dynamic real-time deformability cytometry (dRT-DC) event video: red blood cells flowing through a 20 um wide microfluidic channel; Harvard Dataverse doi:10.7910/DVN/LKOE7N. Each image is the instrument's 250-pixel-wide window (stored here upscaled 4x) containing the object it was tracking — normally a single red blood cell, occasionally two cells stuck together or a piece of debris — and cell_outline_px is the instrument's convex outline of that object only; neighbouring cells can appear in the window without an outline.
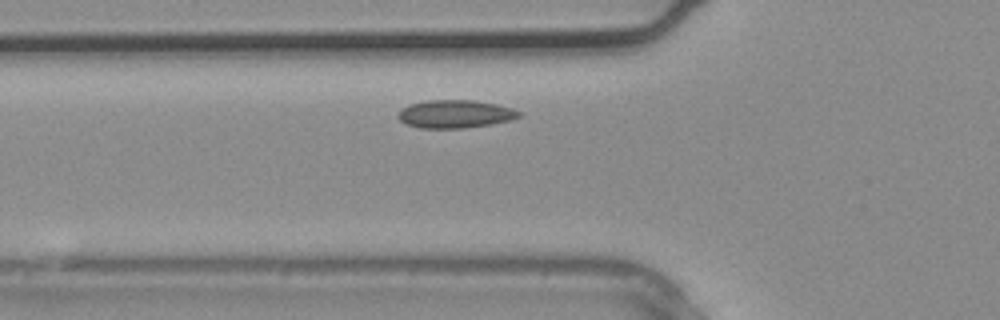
{"species": "common noctule bat (a hibernating species)", "species_latin": "Nyctalus noctula", "temperature_condition": "warm", "stored_images_in_passage": 5, "camera_frame_rate_fps": 3000, "um_per_image_px": 0.085, "animal": {"sex": "male", "body_mass_g": 20.4}, "frame": {"image": 1, "passage_image": 5, "time_ms": 1.333, "image_size_px": [1000, 320], "cell_outline_px": [[520, 116], [512, 120], [492, 124], [464, 128], [420, 128], [408, 124], [400, 120], [396, 116], [408, 104], [428, 100], [472, 100], [496, 104], [512, 108], [520, 112]], "centroid_in_image_um": [38.7, 9.69], "position_along_channel_um": 87.1, "area_um2": 19.65}}